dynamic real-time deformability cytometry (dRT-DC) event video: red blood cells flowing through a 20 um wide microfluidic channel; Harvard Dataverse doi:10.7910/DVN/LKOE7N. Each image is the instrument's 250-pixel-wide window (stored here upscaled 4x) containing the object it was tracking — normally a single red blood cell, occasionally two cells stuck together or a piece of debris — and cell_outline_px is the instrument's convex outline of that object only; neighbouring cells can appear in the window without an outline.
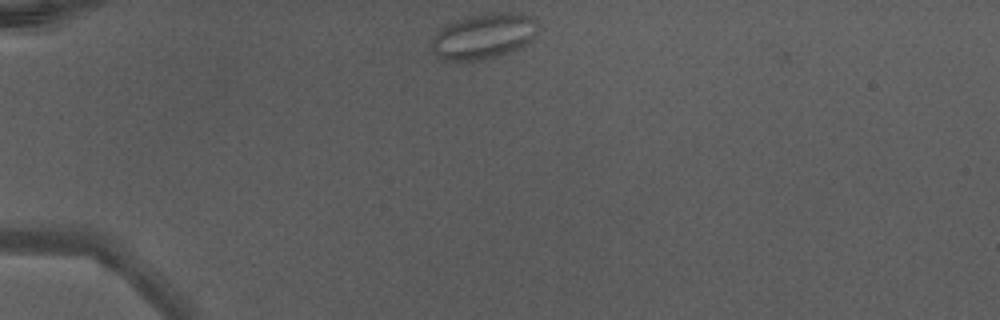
{"species": "Egyptian fruit bat (a non-hibernating species)", "species_latin": "Rousettus aegyptiacus", "temperature_condition": "warm", "stored_images_in_passage": 36, "camera_frame_rate_fps": 3000, "um_per_image_px": 0.085, "animal": {"sex": "male"}, "frame": {"image": 1, "passage_image": 1, "time_ms": 0.0, "image_size_px": [1000, 320], "cell_outline_px": [[536, 32], [532, 40], [528, 44], [520, 48], [500, 56], [480, 60], [444, 60], [436, 56], [432, 52], [432, 36], [440, 28], [456, 20], [472, 16], [496, 12], [520, 12], [532, 16], [536, 20]], "centroid_in_image_um": [41.12, 3.08], "position_along_channel_um": 43.9, "area_um2": 28.38}}
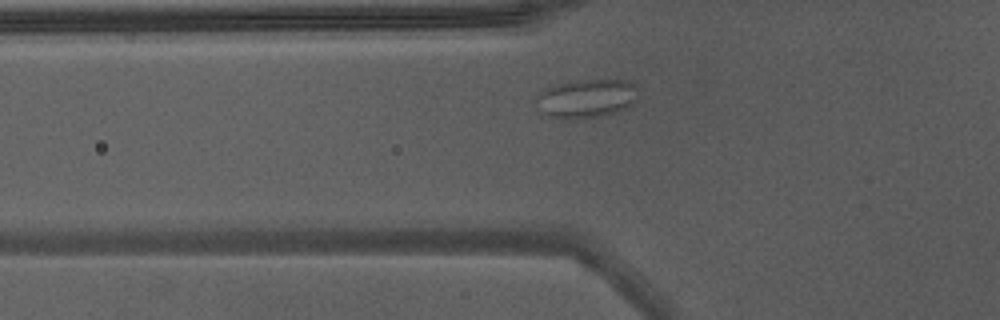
{"frame": {"image": 2, "passage_image": 6, "time_ms": 1.667, "image_size_px": [1000, 320], "cell_outline_px": [[640, 96], [636, 104], [620, 112], [600, 116], [552, 116], [544, 112], [532, 100], [540, 92], [548, 88], [560, 84], [584, 80], [632, 80], [640, 88]], "centroid_in_image_um": [50.02, 8.33], "position_along_channel_um": 75.8, "area_um2": 22.83}}
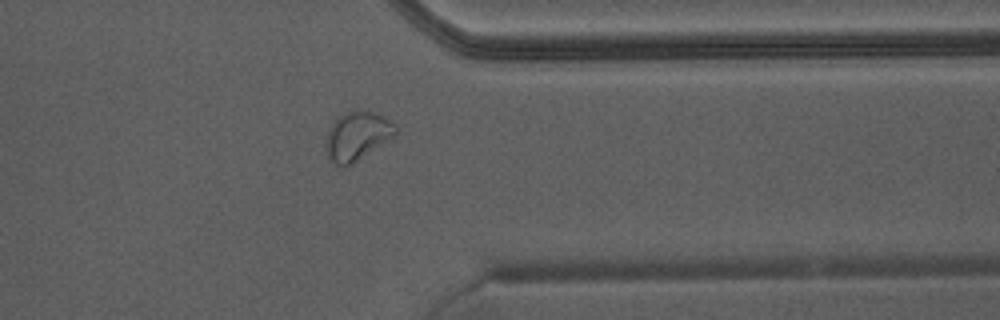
{"frame": {"image": 3, "passage_image": 27, "time_ms": 8.667, "image_size_px": [1000, 320], "cell_outline_px": [[400, 128], [396, 136], [352, 164], [344, 168], [340, 168], [328, 160], [324, 148], [324, 144], [328, 132], [332, 124], [344, 112], [360, 108], [376, 112], [392, 120]], "centroid_in_image_um": [30.39, 11.56], "position_along_channel_um": 381.0, "area_um2": 20.69}, "authors_computed_cell_mechanics": {"area_um2": 19.3919, "velocity_mm_per_s": 4.4058, "shape_relaxation_time_tau1_ms": null, "shape_relaxation_time_tau2_ms": 1.0677, "deformation_change_tau1": null, "deformation_change_tau2": 0.0562}}